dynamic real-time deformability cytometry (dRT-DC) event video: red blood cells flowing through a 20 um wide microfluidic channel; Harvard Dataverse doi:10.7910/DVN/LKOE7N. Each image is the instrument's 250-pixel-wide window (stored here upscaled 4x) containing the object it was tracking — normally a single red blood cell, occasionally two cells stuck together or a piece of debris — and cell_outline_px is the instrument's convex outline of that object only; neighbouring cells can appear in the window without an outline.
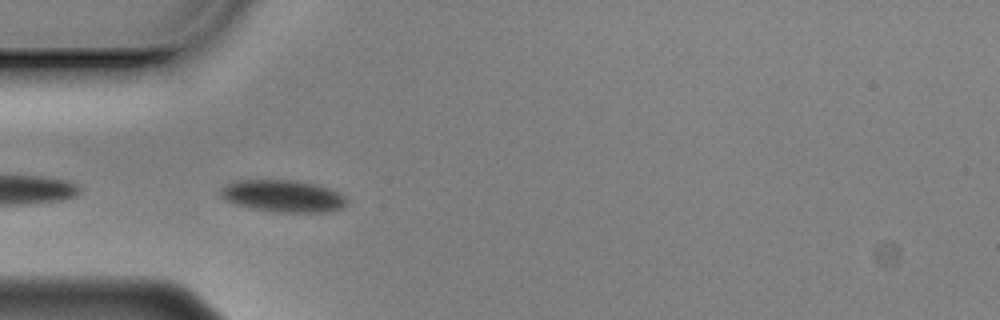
{"species": "Egyptian fruit bat (a non-hibernating species)", "species_latin": "Rousettus aegyptiacus", "temperature_condition": "cold", "stored_images_in_passage": 7, "camera_frame_rate_fps": 3000, "um_per_image_px": 0.085, "animal": {"sex": "male"}, "frame": {"image": 1, "passage_image": 3, "time_ms": 0.667, "image_size_px": [1000, 320], "cell_outline_px": [[348, 204], [340, 208], [328, 212], [280, 212], [252, 208], [236, 204], [224, 200], [220, 196], [220, 188], [236, 180], [292, 180], [316, 184], [340, 192], [348, 200]], "centroid_in_image_um": [24.06, 16.66], "position_along_channel_um": 60.9, "area_um2": 23.58}}